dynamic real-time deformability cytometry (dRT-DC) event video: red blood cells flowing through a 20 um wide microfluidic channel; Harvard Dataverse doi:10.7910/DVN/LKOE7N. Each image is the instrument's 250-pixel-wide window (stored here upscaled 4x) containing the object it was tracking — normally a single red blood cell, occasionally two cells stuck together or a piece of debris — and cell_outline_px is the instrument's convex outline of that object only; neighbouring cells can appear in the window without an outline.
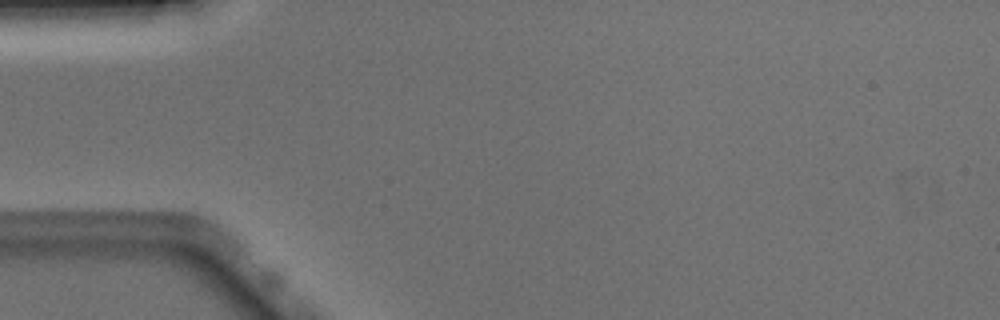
{"species": "Egyptian fruit bat (a non-hibernating species)", "species_latin": "Rousettus aegyptiacus", "temperature_condition": "warm", "stored_images_in_passage": 4, "camera_frame_rate_fps": 3000, "um_per_image_px": 0.085, "animal": {"sex": "male"}, "frame": {"image": 1, "passage_image": 1, "time_ms": 0.0, "image_size_px": [1000, 320], "cell_outline_px": [[260, 300], [248, 296], [164, 244], [160, 240], [192, 240], [200, 244], [228, 264], [248, 284]], "centroid_in_image_um": [17.89, 22.42], "position_along_channel_um": 67.1, "area_um2": 10.92}}